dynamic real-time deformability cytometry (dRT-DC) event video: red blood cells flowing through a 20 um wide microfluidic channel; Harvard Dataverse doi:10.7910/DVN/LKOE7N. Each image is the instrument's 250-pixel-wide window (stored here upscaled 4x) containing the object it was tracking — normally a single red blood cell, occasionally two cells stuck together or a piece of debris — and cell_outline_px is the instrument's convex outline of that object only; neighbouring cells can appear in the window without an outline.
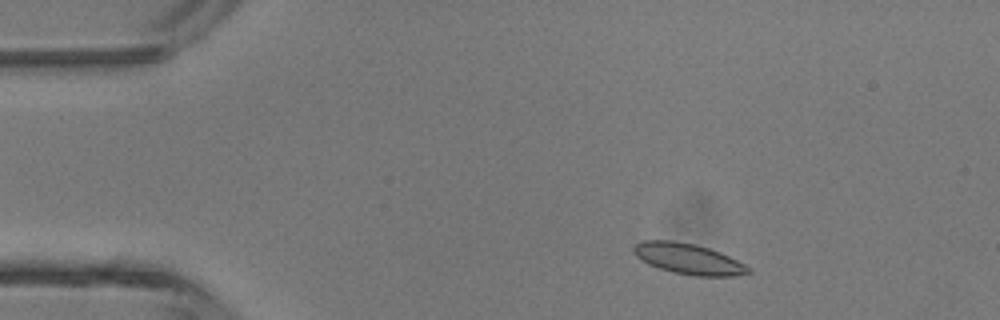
{"species": "common noctule bat (a hibernating species)", "species_latin": "Nyctalus noctula", "temperature_condition": "room temperature", "stored_images_in_passage": 4, "camera_frame_rate_fps": 3000, "um_per_image_px": 0.085, "animal": {"sex": "male", "body_mass_g": 13.3}, "frame": {"image": 1, "passage_image": 2, "time_ms": 1.0, "image_size_px": [1000, 320], "cell_outline_px": [[752, 272], [732, 276], [692, 276], [672, 272], [648, 264], [636, 256], [632, 252], [632, 248], [636, 244], [644, 240], [672, 240], [696, 244], [720, 252], [752, 268]], "centroid_in_image_um": [58.5, 22.0], "position_along_channel_um": 26.5, "area_um2": 20.58}}
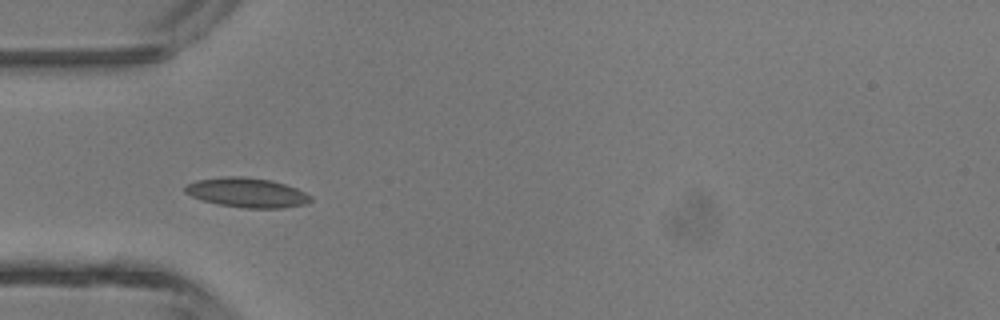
{"frame": {"image": 2, "passage_image": 4, "time_ms": 3.333, "image_size_px": [1000, 320], "cell_outline_px": [[312, 200], [308, 204], [284, 208], [244, 208], [216, 204], [192, 196], [184, 192], [184, 188], [188, 184], [196, 180], [224, 176], [244, 176], [272, 180], [296, 188], [312, 196]], "centroid_in_image_um": [21.02, 16.37], "position_along_channel_um": 64.0, "area_um2": 21.79}}